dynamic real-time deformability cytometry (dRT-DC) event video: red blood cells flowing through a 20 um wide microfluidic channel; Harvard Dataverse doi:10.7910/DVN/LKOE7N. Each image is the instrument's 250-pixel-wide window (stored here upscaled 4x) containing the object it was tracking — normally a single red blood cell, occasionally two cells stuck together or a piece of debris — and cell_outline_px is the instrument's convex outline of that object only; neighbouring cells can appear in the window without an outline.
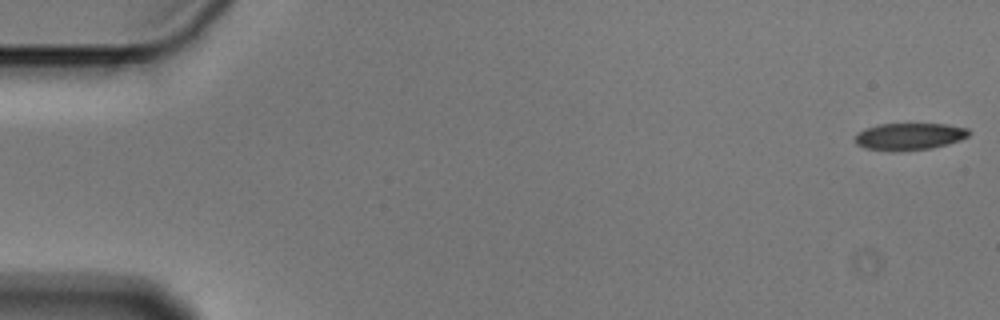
{"species": "Egyptian fruit bat (a non-hibernating species)", "species_latin": "Rousettus aegyptiacus", "temperature_condition": "cold", "stored_images_in_passage": 6, "camera_frame_rate_fps": 3000, "um_per_image_px": 0.085, "animal": {"sex": "male"}, "frame": {"image": 1, "passage_image": 1, "time_ms": 0.0, "image_size_px": [1000, 320], "cell_outline_px": [[968, 136], [960, 140], [948, 144], [932, 148], [896, 152], [892, 152], [864, 148], [856, 144], [856, 136], [864, 128], [880, 124], [948, 124], [968, 128]], "centroid_in_image_um": [77.29, 11.61], "position_along_channel_um": 7.7, "area_um2": 18.03}}
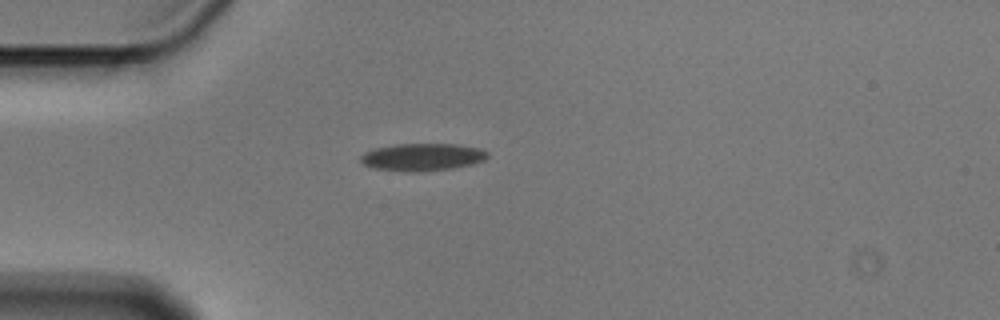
{"frame": {"image": 2, "passage_image": 5, "time_ms": 1.333, "image_size_px": [1000, 320], "cell_outline_px": [[488, 156], [484, 160], [472, 164], [452, 168], [412, 172], [372, 168], [364, 164], [360, 160], [360, 156], [364, 152], [376, 148], [396, 144], [456, 144], [480, 148], [488, 152]], "centroid_in_image_um": [35.9, 13.34], "position_along_channel_um": 49.1, "area_um2": 20.17}}